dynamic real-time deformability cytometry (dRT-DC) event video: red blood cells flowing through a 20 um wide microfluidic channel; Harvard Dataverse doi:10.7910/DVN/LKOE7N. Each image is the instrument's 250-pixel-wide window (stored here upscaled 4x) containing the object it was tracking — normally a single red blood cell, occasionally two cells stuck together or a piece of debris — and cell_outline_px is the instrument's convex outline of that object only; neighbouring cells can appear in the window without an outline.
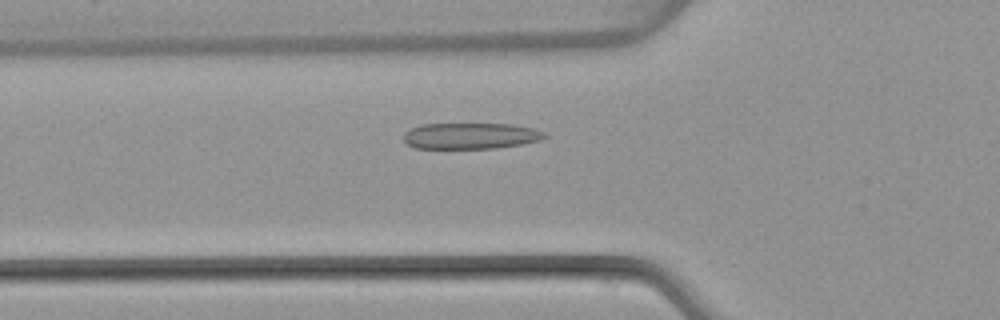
{"species": "common noctule bat (a hibernating species)", "species_latin": "Nyctalus noctula", "temperature_condition": "warm", "stored_images_in_passage": 47, "camera_frame_rate_fps": 3000, "um_per_image_px": 0.085, "animal": {"sex": "female", "body_mass_g": 22.7, "forearm_length_mm": 54.2}, "frame": {"image": 1, "passage_image": 16, "time_ms": 5.0, "image_size_px": [1000, 320], "cell_outline_px": [[548, 136], [540, 140], [524, 144], [496, 148], [416, 148], [408, 144], [404, 140], [404, 132], [420, 124], [512, 124], [536, 128], [548, 132]], "centroid_in_image_um": [40.08, 11.54], "position_along_channel_um": 85.7, "area_um2": 21.68}}
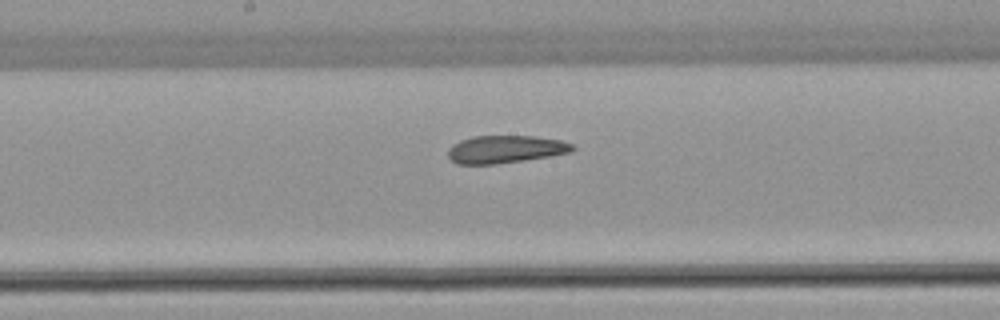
{"frame": {"image": 2, "passage_image": 25, "time_ms": 8.0, "image_size_px": [1000, 320], "cell_outline_px": [[576, 148], [572, 152], [524, 160], [496, 164], [456, 164], [448, 156], [448, 148], [452, 144], [460, 140], [472, 136], [532, 136], [560, 140], [572, 144]], "centroid_in_image_um": [42.93, 12.68], "position_along_channel_um": 205.3, "area_um2": 20.06}}
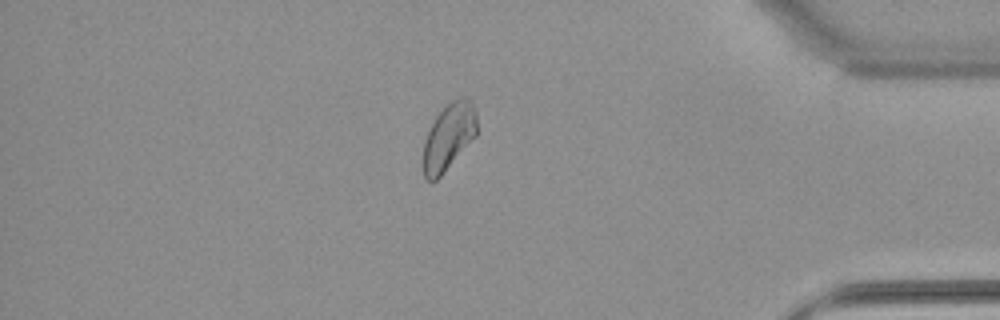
{"frame": {"image": 3, "passage_image": 42, "time_ms": 13.667, "image_size_px": [1000, 320], "cell_outline_px": [[476, 136], [440, 176], [436, 180], [428, 180], [424, 176], [424, 144], [428, 132], [436, 116], [444, 104], [460, 96], [464, 96], [472, 100], [476, 112]], "centroid_in_image_um": [38.17, 11.55], "position_along_channel_um": 397.0, "area_um2": 20.69}}